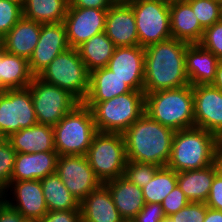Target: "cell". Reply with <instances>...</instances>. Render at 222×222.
I'll return each mask as SVG.
<instances>
[{
    "instance_id": "7c38bea8",
    "label": "cell",
    "mask_w": 222,
    "mask_h": 222,
    "mask_svg": "<svg viewBox=\"0 0 222 222\" xmlns=\"http://www.w3.org/2000/svg\"><path fill=\"white\" fill-rule=\"evenodd\" d=\"M56 174L79 203L102 184L86 155H58Z\"/></svg>"
},
{
    "instance_id": "52a82bcc",
    "label": "cell",
    "mask_w": 222,
    "mask_h": 222,
    "mask_svg": "<svg viewBox=\"0 0 222 222\" xmlns=\"http://www.w3.org/2000/svg\"><path fill=\"white\" fill-rule=\"evenodd\" d=\"M38 77L68 91L80 102L85 100L89 92L90 72L76 48L58 54Z\"/></svg>"
},
{
    "instance_id": "d590c367",
    "label": "cell",
    "mask_w": 222,
    "mask_h": 222,
    "mask_svg": "<svg viewBox=\"0 0 222 222\" xmlns=\"http://www.w3.org/2000/svg\"><path fill=\"white\" fill-rule=\"evenodd\" d=\"M22 16L20 4L10 0H0V37L3 38Z\"/></svg>"
},
{
    "instance_id": "8fae6325",
    "label": "cell",
    "mask_w": 222,
    "mask_h": 222,
    "mask_svg": "<svg viewBox=\"0 0 222 222\" xmlns=\"http://www.w3.org/2000/svg\"><path fill=\"white\" fill-rule=\"evenodd\" d=\"M31 92L28 87L3 90L0 94V134H11L37 124Z\"/></svg>"
},
{
    "instance_id": "7bdbcfd3",
    "label": "cell",
    "mask_w": 222,
    "mask_h": 222,
    "mask_svg": "<svg viewBox=\"0 0 222 222\" xmlns=\"http://www.w3.org/2000/svg\"><path fill=\"white\" fill-rule=\"evenodd\" d=\"M117 0H69L68 7L109 9Z\"/></svg>"
},
{
    "instance_id": "7402d4cb",
    "label": "cell",
    "mask_w": 222,
    "mask_h": 222,
    "mask_svg": "<svg viewBox=\"0 0 222 222\" xmlns=\"http://www.w3.org/2000/svg\"><path fill=\"white\" fill-rule=\"evenodd\" d=\"M219 59L199 43L189 44L185 54V71L190 85L212 84Z\"/></svg>"
},
{
    "instance_id": "816d5d0a",
    "label": "cell",
    "mask_w": 222,
    "mask_h": 222,
    "mask_svg": "<svg viewBox=\"0 0 222 222\" xmlns=\"http://www.w3.org/2000/svg\"><path fill=\"white\" fill-rule=\"evenodd\" d=\"M123 222H133L132 220H124Z\"/></svg>"
},
{
    "instance_id": "277c9868",
    "label": "cell",
    "mask_w": 222,
    "mask_h": 222,
    "mask_svg": "<svg viewBox=\"0 0 222 222\" xmlns=\"http://www.w3.org/2000/svg\"><path fill=\"white\" fill-rule=\"evenodd\" d=\"M145 113L174 131L195 127L193 86L145 94Z\"/></svg>"
},
{
    "instance_id": "484cf974",
    "label": "cell",
    "mask_w": 222,
    "mask_h": 222,
    "mask_svg": "<svg viewBox=\"0 0 222 222\" xmlns=\"http://www.w3.org/2000/svg\"><path fill=\"white\" fill-rule=\"evenodd\" d=\"M218 172L217 162L203 169L177 172V185L190 202L205 203Z\"/></svg>"
},
{
    "instance_id": "4dcf8cb0",
    "label": "cell",
    "mask_w": 222,
    "mask_h": 222,
    "mask_svg": "<svg viewBox=\"0 0 222 222\" xmlns=\"http://www.w3.org/2000/svg\"><path fill=\"white\" fill-rule=\"evenodd\" d=\"M69 0H24L23 16L40 24L59 23L66 16Z\"/></svg>"
},
{
    "instance_id": "44dd1931",
    "label": "cell",
    "mask_w": 222,
    "mask_h": 222,
    "mask_svg": "<svg viewBox=\"0 0 222 222\" xmlns=\"http://www.w3.org/2000/svg\"><path fill=\"white\" fill-rule=\"evenodd\" d=\"M170 31L173 38L189 44L201 41L204 28L186 0H170Z\"/></svg>"
},
{
    "instance_id": "ac0fdd59",
    "label": "cell",
    "mask_w": 222,
    "mask_h": 222,
    "mask_svg": "<svg viewBox=\"0 0 222 222\" xmlns=\"http://www.w3.org/2000/svg\"><path fill=\"white\" fill-rule=\"evenodd\" d=\"M105 33L115 47L139 45L133 9L125 0H117L107 10Z\"/></svg>"
},
{
    "instance_id": "836d02e7",
    "label": "cell",
    "mask_w": 222,
    "mask_h": 222,
    "mask_svg": "<svg viewBox=\"0 0 222 222\" xmlns=\"http://www.w3.org/2000/svg\"><path fill=\"white\" fill-rule=\"evenodd\" d=\"M159 168L154 164L127 160L123 177L142 188L151 181Z\"/></svg>"
},
{
    "instance_id": "83f0119b",
    "label": "cell",
    "mask_w": 222,
    "mask_h": 222,
    "mask_svg": "<svg viewBox=\"0 0 222 222\" xmlns=\"http://www.w3.org/2000/svg\"><path fill=\"white\" fill-rule=\"evenodd\" d=\"M33 78L28 59L9 54L0 48V88L2 90L26 88Z\"/></svg>"
},
{
    "instance_id": "cb8c5ba5",
    "label": "cell",
    "mask_w": 222,
    "mask_h": 222,
    "mask_svg": "<svg viewBox=\"0 0 222 222\" xmlns=\"http://www.w3.org/2000/svg\"><path fill=\"white\" fill-rule=\"evenodd\" d=\"M16 153H38L56 151L53 126L35 124L21 129L6 138Z\"/></svg>"
},
{
    "instance_id": "f907efd6",
    "label": "cell",
    "mask_w": 222,
    "mask_h": 222,
    "mask_svg": "<svg viewBox=\"0 0 222 222\" xmlns=\"http://www.w3.org/2000/svg\"><path fill=\"white\" fill-rule=\"evenodd\" d=\"M10 1L16 2L20 4L21 6H23V3H24V0H10Z\"/></svg>"
},
{
    "instance_id": "e0dca14e",
    "label": "cell",
    "mask_w": 222,
    "mask_h": 222,
    "mask_svg": "<svg viewBox=\"0 0 222 222\" xmlns=\"http://www.w3.org/2000/svg\"><path fill=\"white\" fill-rule=\"evenodd\" d=\"M145 48L116 47L107 68L122 79L132 90L144 91Z\"/></svg>"
},
{
    "instance_id": "3957f363",
    "label": "cell",
    "mask_w": 222,
    "mask_h": 222,
    "mask_svg": "<svg viewBox=\"0 0 222 222\" xmlns=\"http://www.w3.org/2000/svg\"><path fill=\"white\" fill-rule=\"evenodd\" d=\"M221 144L216 135L202 128L175 131L166 166L176 172L206 168L216 162Z\"/></svg>"
},
{
    "instance_id": "e575fe53",
    "label": "cell",
    "mask_w": 222,
    "mask_h": 222,
    "mask_svg": "<svg viewBox=\"0 0 222 222\" xmlns=\"http://www.w3.org/2000/svg\"><path fill=\"white\" fill-rule=\"evenodd\" d=\"M16 151L9 141L4 138L0 141V190L6 191L14 170Z\"/></svg>"
},
{
    "instance_id": "bcb514c9",
    "label": "cell",
    "mask_w": 222,
    "mask_h": 222,
    "mask_svg": "<svg viewBox=\"0 0 222 222\" xmlns=\"http://www.w3.org/2000/svg\"><path fill=\"white\" fill-rule=\"evenodd\" d=\"M211 85L222 92V60L218 62L215 79Z\"/></svg>"
},
{
    "instance_id": "5bb4252c",
    "label": "cell",
    "mask_w": 222,
    "mask_h": 222,
    "mask_svg": "<svg viewBox=\"0 0 222 222\" xmlns=\"http://www.w3.org/2000/svg\"><path fill=\"white\" fill-rule=\"evenodd\" d=\"M193 108L195 127L222 141V92L211 84L193 86Z\"/></svg>"
},
{
    "instance_id": "c3c4849f",
    "label": "cell",
    "mask_w": 222,
    "mask_h": 222,
    "mask_svg": "<svg viewBox=\"0 0 222 222\" xmlns=\"http://www.w3.org/2000/svg\"><path fill=\"white\" fill-rule=\"evenodd\" d=\"M6 195H8V194H6L5 191L0 190V208L6 202V198H7Z\"/></svg>"
},
{
    "instance_id": "b9f144b4",
    "label": "cell",
    "mask_w": 222,
    "mask_h": 222,
    "mask_svg": "<svg viewBox=\"0 0 222 222\" xmlns=\"http://www.w3.org/2000/svg\"><path fill=\"white\" fill-rule=\"evenodd\" d=\"M36 222H81V210L50 211Z\"/></svg>"
},
{
    "instance_id": "30bf717a",
    "label": "cell",
    "mask_w": 222,
    "mask_h": 222,
    "mask_svg": "<svg viewBox=\"0 0 222 222\" xmlns=\"http://www.w3.org/2000/svg\"><path fill=\"white\" fill-rule=\"evenodd\" d=\"M39 124L56 125L81 102L68 91L34 76L28 85Z\"/></svg>"
},
{
    "instance_id": "4316f807",
    "label": "cell",
    "mask_w": 222,
    "mask_h": 222,
    "mask_svg": "<svg viewBox=\"0 0 222 222\" xmlns=\"http://www.w3.org/2000/svg\"><path fill=\"white\" fill-rule=\"evenodd\" d=\"M132 89L107 67L90 72L89 92L83 102H103Z\"/></svg>"
},
{
    "instance_id": "60d3db41",
    "label": "cell",
    "mask_w": 222,
    "mask_h": 222,
    "mask_svg": "<svg viewBox=\"0 0 222 222\" xmlns=\"http://www.w3.org/2000/svg\"><path fill=\"white\" fill-rule=\"evenodd\" d=\"M205 203L208 208L222 211V173L220 171L212 181L210 192Z\"/></svg>"
},
{
    "instance_id": "ab89813d",
    "label": "cell",
    "mask_w": 222,
    "mask_h": 222,
    "mask_svg": "<svg viewBox=\"0 0 222 222\" xmlns=\"http://www.w3.org/2000/svg\"><path fill=\"white\" fill-rule=\"evenodd\" d=\"M160 203H145L144 207L132 219L133 222H161L165 219Z\"/></svg>"
},
{
    "instance_id": "f35d334b",
    "label": "cell",
    "mask_w": 222,
    "mask_h": 222,
    "mask_svg": "<svg viewBox=\"0 0 222 222\" xmlns=\"http://www.w3.org/2000/svg\"><path fill=\"white\" fill-rule=\"evenodd\" d=\"M189 202L190 201L185 197L184 192L178 187V185H176L161 203L164 215L169 217L172 214L177 213Z\"/></svg>"
},
{
    "instance_id": "603a6c76",
    "label": "cell",
    "mask_w": 222,
    "mask_h": 222,
    "mask_svg": "<svg viewBox=\"0 0 222 222\" xmlns=\"http://www.w3.org/2000/svg\"><path fill=\"white\" fill-rule=\"evenodd\" d=\"M81 222H123L108 187L102 183L80 202Z\"/></svg>"
},
{
    "instance_id": "f6af8a7d",
    "label": "cell",
    "mask_w": 222,
    "mask_h": 222,
    "mask_svg": "<svg viewBox=\"0 0 222 222\" xmlns=\"http://www.w3.org/2000/svg\"><path fill=\"white\" fill-rule=\"evenodd\" d=\"M204 222H222V211L207 207Z\"/></svg>"
},
{
    "instance_id": "8d00e7d4",
    "label": "cell",
    "mask_w": 222,
    "mask_h": 222,
    "mask_svg": "<svg viewBox=\"0 0 222 222\" xmlns=\"http://www.w3.org/2000/svg\"><path fill=\"white\" fill-rule=\"evenodd\" d=\"M199 44L222 60V19L204 29Z\"/></svg>"
},
{
    "instance_id": "681fc988",
    "label": "cell",
    "mask_w": 222,
    "mask_h": 222,
    "mask_svg": "<svg viewBox=\"0 0 222 222\" xmlns=\"http://www.w3.org/2000/svg\"><path fill=\"white\" fill-rule=\"evenodd\" d=\"M161 222H175V221L172 220L170 217H165V219L162 220Z\"/></svg>"
},
{
    "instance_id": "74e56055",
    "label": "cell",
    "mask_w": 222,
    "mask_h": 222,
    "mask_svg": "<svg viewBox=\"0 0 222 222\" xmlns=\"http://www.w3.org/2000/svg\"><path fill=\"white\" fill-rule=\"evenodd\" d=\"M206 211V203L189 202L185 207L169 217L175 222H204Z\"/></svg>"
},
{
    "instance_id": "6da1fadb",
    "label": "cell",
    "mask_w": 222,
    "mask_h": 222,
    "mask_svg": "<svg viewBox=\"0 0 222 222\" xmlns=\"http://www.w3.org/2000/svg\"><path fill=\"white\" fill-rule=\"evenodd\" d=\"M188 45L171 37L145 47L144 94L190 84L185 71Z\"/></svg>"
},
{
    "instance_id": "ffe728a7",
    "label": "cell",
    "mask_w": 222,
    "mask_h": 222,
    "mask_svg": "<svg viewBox=\"0 0 222 222\" xmlns=\"http://www.w3.org/2000/svg\"><path fill=\"white\" fill-rule=\"evenodd\" d=\"M41 32V24L22 16L16 25L2 38L1 48L13 55L29 60Z\"/></svg>"
},
{
    "instance_id": "d6986e66",
    "label": "cell",
    "mask_w": 222,
    "mask_h": 222,
    "mask_svg": "<svg viewBox=\"0 0 222 222\" xmlns=\"http://www.w3.org/2000/svg\"><path fill=\"white\" fill-rule=\"evenodd\" d=\"M58 153H16L11 181L41 180L56 172Z\"/></svg>"
},
{
    "instance_id": "5b68a950",
    "label": "cell",
    "mask_w": 222,
    "mask_h": 222,
    "mask_svg": "<svg viewBox=\"0 0 222 222\" xmlns=\"http://www.w3.org/2000/svg\"><path fill=\"white\" fill-rule=\"evenodd\" d=\"M93 114L98 132L124 133L145 113L144 91L127 92L103 102H83Z\"/></svg>"
},
{
    "instance_id": "d6a6232c",
    "label": "cell",
    "mask_w": 222,
    "mask_h": 222,
    "mask_svg": "<svg viewBox=\"0 0 222 222\" xmlns=\"http://www.w3.org/2000/svg\"><path fill=\"white\" fill-rule=\"evenodd\" d=\"M205 29L222 19V4L215 0H186Z\"/></svg>"
},
{
    "instance_id": "8992f818",
    "label": "cell",
    "mask_w": 222,
    "mask_h": 222,
    "mask_svg": "<svg viewBox=\"0 0 222 222\" xmlns=\"http://www.w3.org/2000/svg\"><path fill=\"white\" fill-rule=\"evenodd\" d=\"M53 132L58 155H87L98 131L91 109L81 102L53 126Z\"/></svg>"
},
{
    "instance_id": "ba28073f",
    "label": "cell",
    "mask_w": 222,
    "mask_h": 222,
    "mask_svg": "<svg viewBox=\"0 0 222 222\" xmlns=\"http://www.w3.org/2000/svg\"><path fill=\"white\" fill-rule=\"evenodd\" d=\"M86 156L94 174L102 183L123 176L127 162L123 134L97 132Z\"/></svg>"
},
{
    "instance_id": "9a60e30c",
    "label": "cell",
    "mask_w": 222,
    "mask_h": 222,
    "mask_svg": "<svg viewBox=\"0 0 222 222\" xmlns=\"http://www.w3.org/2000/svg\"><path fill=\"white\" fill-rule=\"evenodd\" d=\"M69 48L63 21L41 24L38 43L28 60L31 73L38 76L58 54Z\"/></svg>"
},
{
    "instance_id": "1f68e13d",
    "label": "cell",
    "mask_w": 222,
    "mask_h": 222,
    "mask_svg": "<svg viewBox=\"0 0 222 222\" xmlns=\"http://www.w3.org/2000/svg\"><path fill=\"white\" fill-rule=\"evenodd\" d=\"M177 185V172L173 169L160 167L151 181L142 187L145 203H162L163 199Z\"/></svg>"
},
{
    "instance_id": "f546056e",
    "label": "cell",
    "mask_w": 222,
    "mask_h": 222,
    "mask_svg": "<svg viewBox=\"0 0 222 222\" xmlns=\"http://www.w3.org/2000/svg\"><path fill=\"white\" fill-rule=\"evenodd\" d=\"M45 202L50 211L80 210V203L55 173L40 180Z\"/></svg>"
},
{
    "instance_id": "4fadbf2b",
    "label": "cell",
    "mask_w": 222,
    "mask_h": 222,
    "mask_svg": "<svg viewBox=\"0 0 222 222\" xmlns=\"http://www.w3.org/2000/svg\"><path fill=\"white\" fill-rule=\"evenodd\" d=\"M107 10L68 7L63 23L70 48H77L92 36L105 32Z\"/></svg>"
},
{
    "instance_id": "7a4b0ae2",
    "label": "cell",
    "mask_w": 222,
    "mask_h": 222,
    "mask_svg": "<svg viewBox=\"0 0 222 222\" xmlns=\"http://www.w3.org/2000/svg\"><path fill=\"white\" fill-rule=\"evenodd\" d=\"M175 131L144 113L124 133L127 160L165 167Z\"/></svg>"
},
{
    "instance_id": "9c48e42d",
    "label": "cell",
    "mask_w": 222,
    "mask_h": 222,
    "mask_svg": "<svg viewBox=\"0 0 222 222\" xmlns=\"http://www.w3.org/2000/svg\"><path fill=\"white\" fill-rule=\"evenodd\" d=\"M133 9L139 46L147 47L172 37L170 0H125Z\"/></svg>"
},
{
    "instance_id": "2e32d148",
    "label": "cell",
    "mask_w": 222,
    "mask_h": 222,
    "mask_svg": "<svg viewBox=\"0 0 222 222\" xmlns=\"http://www.w3.org/2000/svg\"><path fill=\"white\" fill-rule=\"evenodd\" d=\"M9 189L10 192L14 191L11 198L13 200L6 198V202L18 210L28 222H36L48 213L40 180L10 181L6 194Z\"/></svg>"
},
{
    "instance_id": "f1b7e54d",
    "label": "cell",
    "mask_w": 222,
    "mask_h": 222,
    "mask_svg": "<svg viewBox=\"0 0 222 222\" xmlns=\"http://www.w3.org/2000/svg\"><path fill=\"white\" fill-rule=\"evenodd\" d=\"M115 45L112 40L102 32L92 36L89 40L82 43L76 49L80 58L83 60L89 72L107 67L110 58L112 57Z\"/></svg>"
},
{
    "instance_id": "d4e9b609",
    "label": "cell",
    "mask_w": 222,
    "mask_h": 222,
    "mask_svg": "<svg viewBox=\"0 0 222 222\" xmlns=\"http://www.w3.org/2000/svg\"><path fill=\"white\" fill-rule=\"evenodd\" d=\"M111 193L113 202L124 220H132L144 207L142 188L123 176L104 183Z\"/></svg>"
},
{
    "instance_id": "7dc6e473",
    "label": "cell",
    "mask_w": 222,
    "mask_h": 222,
    "mask_svg": "<svg viewBox=\"0 0 222 222\" xmlns=\"http://www.w3.org/2000/svg\"><path fill=\"white\" fill-rule=\"evenodd\" d=\"M216 162L219 167V171L222 173V144L219 146L216 156Z\"/></svg>"
},
{
    "instance_id": "ee69618b",
    "label": "cell",
    "mask_w": 222,
    "mask_h": 222,
    "mask_svg": "<svg viewBox=\"0 0 222 222\" xmlns=\"http://www.w3.org/2000/svg\"><path fill=\"white\" fill-rule=\"evenodd\" d=\"M0 222H28L15 208L5 202L0 208Z\"/></svg>"
}]
</instances>
